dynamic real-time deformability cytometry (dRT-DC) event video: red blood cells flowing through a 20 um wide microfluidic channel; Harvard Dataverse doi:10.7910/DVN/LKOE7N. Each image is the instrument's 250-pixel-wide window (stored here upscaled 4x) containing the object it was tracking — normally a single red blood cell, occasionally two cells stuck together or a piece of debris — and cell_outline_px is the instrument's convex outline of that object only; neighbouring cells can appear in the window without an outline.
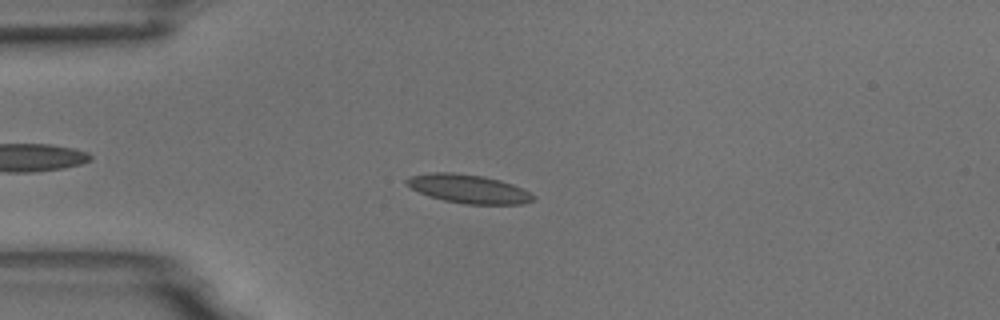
{"species": "common noctule bat (a hibernating species)", "species_latin": "Nyctalus noctula", "temperature_condition": "room temperature", "stored_images_in_passage": 53, "camera_frame_rate_fps": 3000, "um_per_image_px": 0.085, "animal": {"sex": "male", "body_mass_g": 18.8}, "frame": {"image": 1, "passage_image": 13, "time_ms": 4.0, "image_size_px": [1000, 320], "cell_outline_px": [[536, 196], [532, 200], [520, 204], [464, 204], [444, 200], [428, 196], [404, 184], [404, 180], [408, 176], [432, 172], [452, 172], [484, 176], [500, 180], [512, 184]], "centroid_in_image_um": [39.76, 16.04], "position_along_channel_um": 45.2, "area_um2": 21.1}}
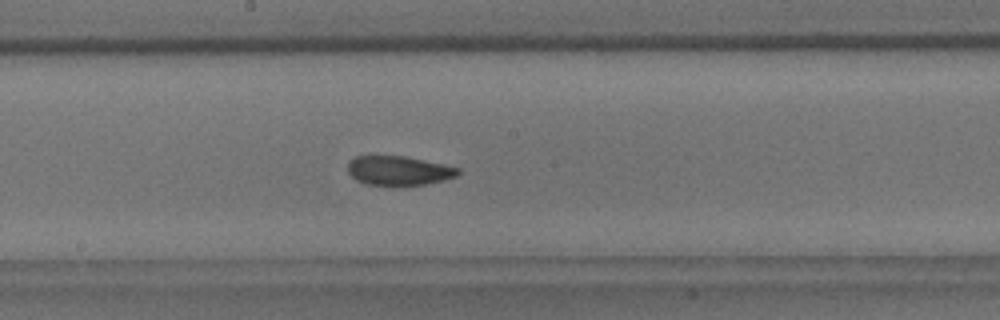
{"frame": {"image": 2, "passage_image": 28, "time_ms": 9.0, "image_size_px": [1000, 320], "cell_outline_px": [[460, 172], [456, 176], [444, 180], [424, 184], [400, 188], [364, 184], [356, 180], [348, 172], [348, 164], [356, 156], [404, 156], [460, 168]], "centroid_in_image_um": [33.87, 14.55], "position_along_channel_um": 214.3, "area_um2": 19.19}}
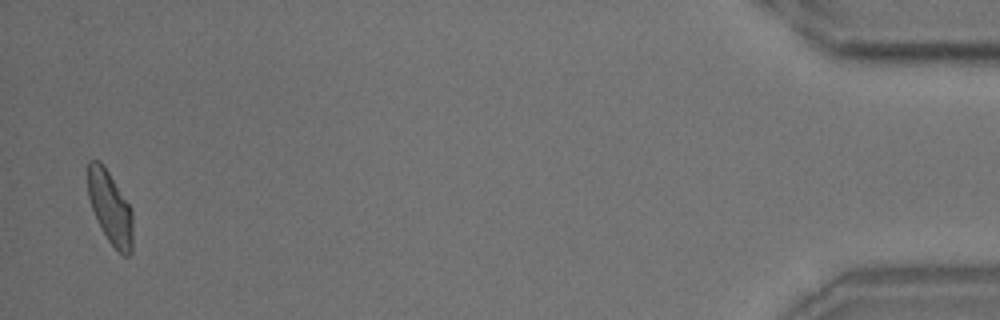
{"frame": {"image": 3, "passage_image": 52, "time_ms": 17.0, "image_size_px": [1000, 320], "cell_outline_px": [[132, 252], [128, 256], [124, 256], [108, 240], [92, 208], [88, 196], [88, 160], [100, 160], [132, 208]], "centroid_in_image_um": [9.38, 17.63], "position_along_channel_um": 425.8, "area_um2": 18.73}, "authors_computed_cell_mechanics": {"area_um2": 19.5942, "velocity_mm_per_s": 3.7362, "shape_relaxation_time_tau1_ms": 4.7987, "shape_relaxation_time_tau2_ms": 1.8895, "deformation_change_tau1": 0.1467, "deformation_change_tau2": 0.0743}}